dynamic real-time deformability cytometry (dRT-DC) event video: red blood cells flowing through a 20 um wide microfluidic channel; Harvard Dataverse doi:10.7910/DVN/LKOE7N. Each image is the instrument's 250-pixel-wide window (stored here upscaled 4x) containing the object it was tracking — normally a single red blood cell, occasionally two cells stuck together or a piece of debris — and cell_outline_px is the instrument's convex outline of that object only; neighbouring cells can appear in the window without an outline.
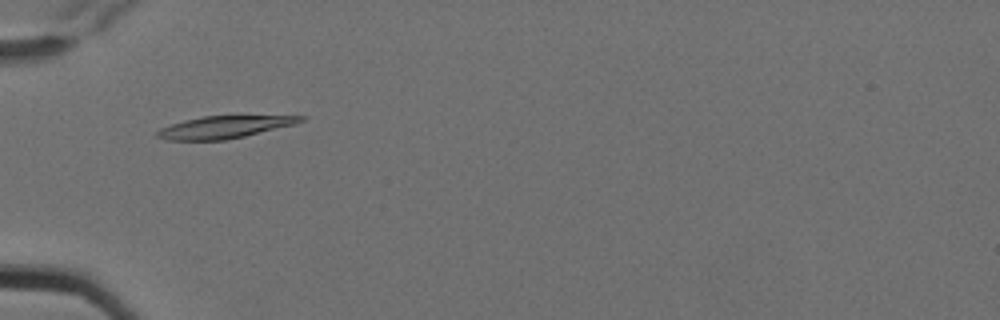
{"species": "Egyptian fruit bat (a non-hibernating species)", "species_latin": "Rousettus aegyptiacus", "temperature_condition": "cold", "stored_images_in_passage": 6, "camera_frame_rate_fps": 3000, "um_per_image_px": 0.085, "animal": {"sex": "female"}, "frame": {"image": 1, "passage_image": 5, "time_ms": 1.333, "image_size_px": [1000, 320], "cell_outline_px": [[308, 116], [304, 120], [296, 124], [244, 136], [224, 140], [168, 140], [156, 136], [156, 132], [160, 128], [184, 120], [204, 116]], "centroid_in_image_um": [19.07, 10.8], "position_along_channel_um": 65.9, "area_um2": 18.38}}
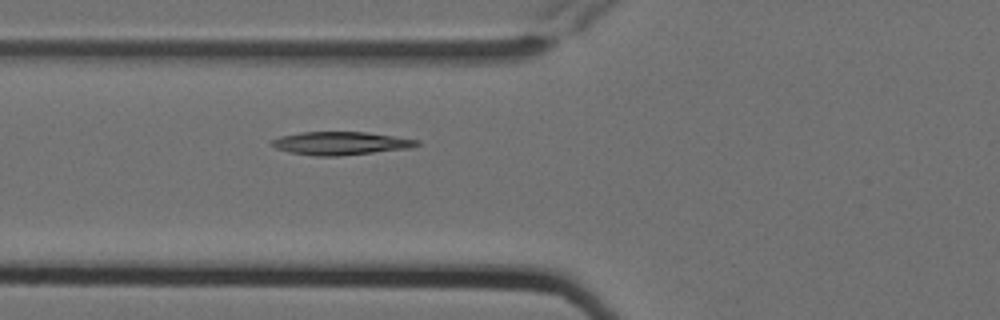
{"frame": {"image": 2, "passage_image": 6, "time_ms": 1.667, "image_size_px": [1000, 320], "cell_outline_px": [[420, 144], [412, 148], [340, 156], [316, 156], [288, 152], [276, 148], [272, 144], [272, 140], [280, 136], [300, 132], [364, 132], [420, 140]], "centroid_in_image_um": [28.97, 12.18], "position_along_channel_um": 96.8, "area_um2": 19.54}}